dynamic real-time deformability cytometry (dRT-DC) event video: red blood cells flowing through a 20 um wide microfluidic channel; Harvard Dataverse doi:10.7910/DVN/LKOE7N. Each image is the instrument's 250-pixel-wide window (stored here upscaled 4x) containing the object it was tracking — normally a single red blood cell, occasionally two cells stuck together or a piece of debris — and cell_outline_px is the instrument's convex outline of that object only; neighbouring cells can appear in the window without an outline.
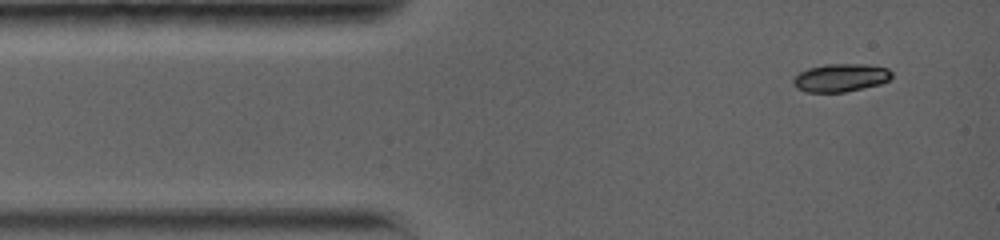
{"species": "common noctule bat (a hibernating species)", "species_latin": "Nyctalus noctula", "temperature_condition": "warm", "stored_images_in_passage": 3, "camera_frame_rate_fps": 5000, "um_per_image_px": 0.085, "animal": {"sex": "female", "body_mass_g": 19.0, "forearm_length_mm": 56.7}, "frame": {"image": 1, "passage_image": 1, "time_ms": 0.0, "image_size_px": [1000, 240], "cell_outline_px": [[892, 76], [888, 80], [880, 84], [844, 92], [808, 92], [796, 88], [792, 80], [800, 72], [808, 68], [824, 64], [868, 64], [888, 68], [892, 72]], "centroid_in_image_um": [71.46, 6.6], "position_along_channel_um": 13.5, "area_um2": 16.07}}
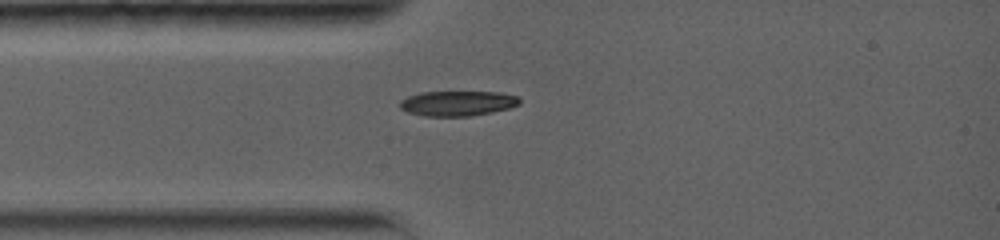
{"frame": {"image": 2, "passage_image": 3, "time_ms": 2.2, "image_size_px": [1000, 240], "cell_outline_px": [[520, 104], [508, 108], [492, 112], [468, 116], [424, 116], [408, 112], [400, 108], [400, 100], [408, 96], [420, 92], [500, 92], [516, 96], [520, 100]], "centroid_in_image_um": [38.87, 8.78], "position_along_channel_um": 46.1, "area_um2": 17.4}}